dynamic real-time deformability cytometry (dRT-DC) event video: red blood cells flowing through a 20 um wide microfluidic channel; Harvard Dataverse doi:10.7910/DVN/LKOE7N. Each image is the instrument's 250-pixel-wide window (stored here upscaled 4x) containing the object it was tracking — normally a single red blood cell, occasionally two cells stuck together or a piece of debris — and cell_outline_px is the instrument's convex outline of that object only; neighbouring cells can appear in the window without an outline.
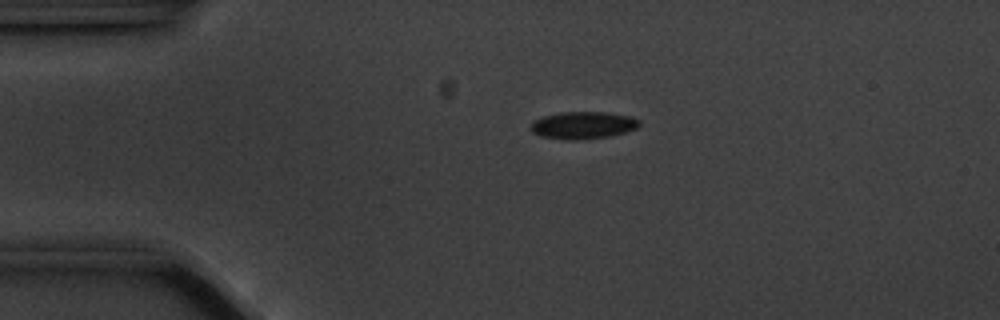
{"species": "common noctule bat (a hibernating species)", "species_latin": "Nyctalus noctula", "temperature_condition": "cold", "stored_images_in_passage": 47, "camera_frame_rate_fps": 3000, "um_per_image_px": 0.085, "animal": {"sex": "male", "body_mass_g": 20.1, "forearm_length_mm": 53.5}, "frame": {"image": 1, "passage_image": 2, "time_ms": 0.333, "image_size_px": [1000, 320], "cell_outline_px": [[640, 124], [636, 128], [624, 132], [608, 136], [584, 140], [560, 140], [540, 136], [532, 132], [532, 124], [536, 120], [544, 116], [560, 112], [608, 112], [632, 116], [640, 120]], "centroid_in_image_um": [49.57, 10.65], "position_along_channel_um": 35.4, "area_um2": 17.34}}
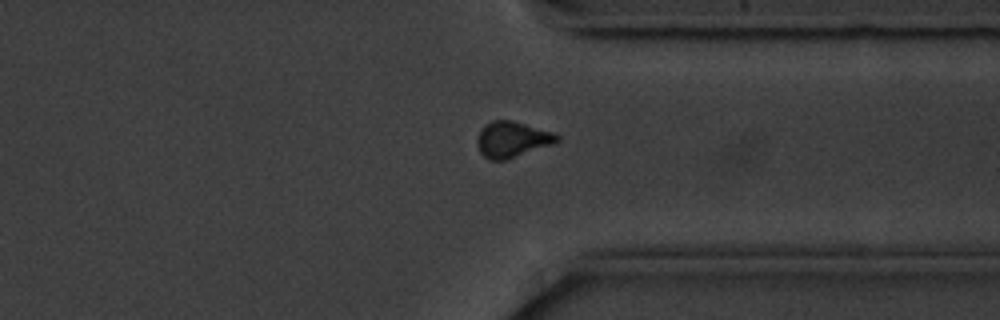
{"frame": {"image": 2, "passage_image": 33, "time_ms": 10.667, "image_size_px": [1000, 320], "cell_outline_px": [[560, 140], [556, 144], [508, 160], [492, 160], [484, 156], [480, 152], [476, 144], [476, 140], [480, 128], [484, 124], [492, 120], [512, 120], [556, 132], [560, 136]], "centroid_in_image_um": [43.58, 11.85], "position_along_channel_um": 367.8, "area_um2": 17.34}}
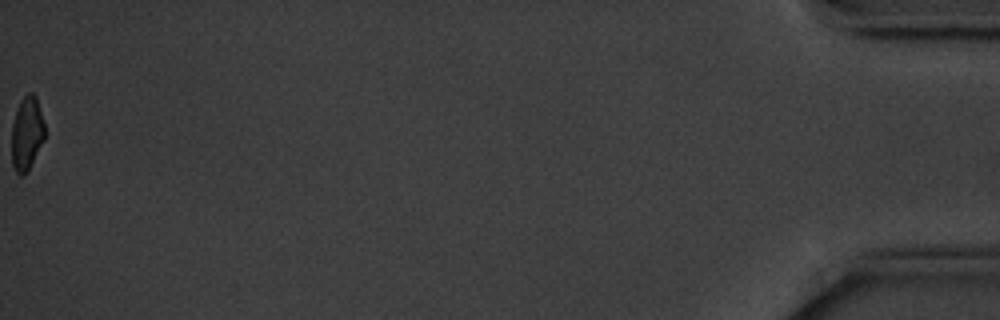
{"frame": {"image": 3, "passage_image": 47, "time_ms": 15.333, "image_size_px": [1000, 320], "cell_outline_px": [[44, 140], [28, 172], [24, 176], [20, 176], [16, 172], [12, 164], [12, 124], [16, 108], [20, 100], [28, 92], [32, 92], [36, 96], [44, 124]], "centroid_in_image_um": [2.27, 11.36], "position_along_channel_um": 432.9, "area_um2": 14.39}, "authors_computed_cell_mechanics": {"area_um2": 16.4152, "velocity_mm_per_s": 3.5397, "shape_relaxation_time_tau1_ms": 2.3258, "shape_relaxation_time_tau2_ms": null, "deformation_change_tau1": 0.0762, "deformation_change_tau2": null}}